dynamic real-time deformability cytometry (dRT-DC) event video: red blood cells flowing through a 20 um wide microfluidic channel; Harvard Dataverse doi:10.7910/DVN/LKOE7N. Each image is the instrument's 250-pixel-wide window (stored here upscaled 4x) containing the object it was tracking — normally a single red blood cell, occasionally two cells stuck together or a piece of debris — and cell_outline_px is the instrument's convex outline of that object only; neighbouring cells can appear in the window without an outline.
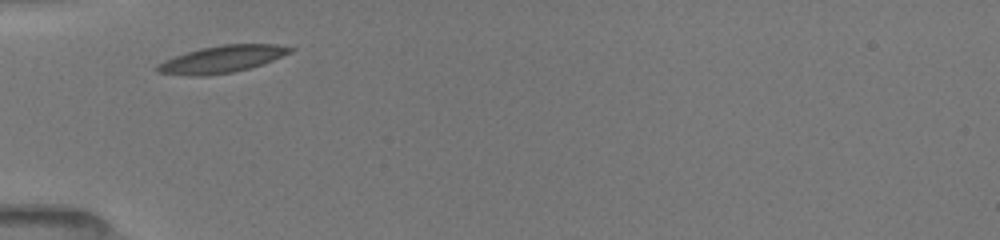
{"species": "common noctule bat (a hibernating species)", "species_latin": "Nyctalus noctula", "temperature_condition": "room temperature", "stored_images_in_passage": 3, "camera_frame_rate_fps": 3000, "um_per_image_px": 0.085, "animal": {"sex": "female", "body_mass_g": 19.5, "forearm_length_mm": 54.1}, "frame": {"image": 1, "passage_image": 1, "time_ms": 0.0, "image_size_px": [1000, 240], "cell_outline_px": [[296, 48], [292, 52], [272, 60], [248, 68], [232, 72], [204, 76], [188, 76], [156, 72], [156, 64], [164, 60], [200, 48], [224, 44], [276, 44]], "centroid_in_image_um": [18.84, 5.03], "position_along_channel_um": 66.2, "area_um2": 20.81}}
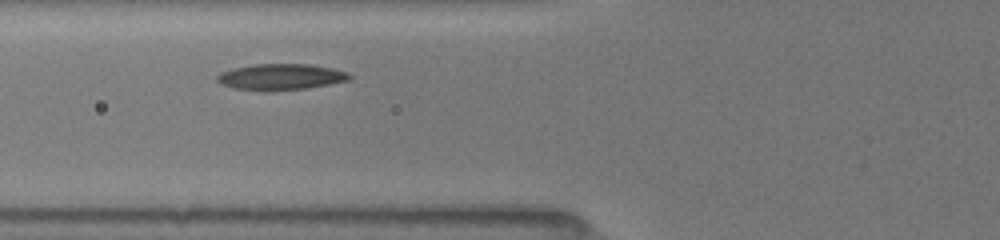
{"frame": {"image": 2, "passage_image": 2, "time_ms": 1.0, "image_size_px": [1000, 240], "cell_outline_px": [[352, 76], [348, 80], [328, 84], [304, 88], [264, 92], [236, 88], [220, 84], [216, 80], [216, 76], [220, 72], [232, 68], [252, 64], [308, 64], [332, 68], [348, 72]], "centroid_in_image_um": [23.8, 6.53], "position_along_channel_um": 102.0, "area_um2": 20.23}}